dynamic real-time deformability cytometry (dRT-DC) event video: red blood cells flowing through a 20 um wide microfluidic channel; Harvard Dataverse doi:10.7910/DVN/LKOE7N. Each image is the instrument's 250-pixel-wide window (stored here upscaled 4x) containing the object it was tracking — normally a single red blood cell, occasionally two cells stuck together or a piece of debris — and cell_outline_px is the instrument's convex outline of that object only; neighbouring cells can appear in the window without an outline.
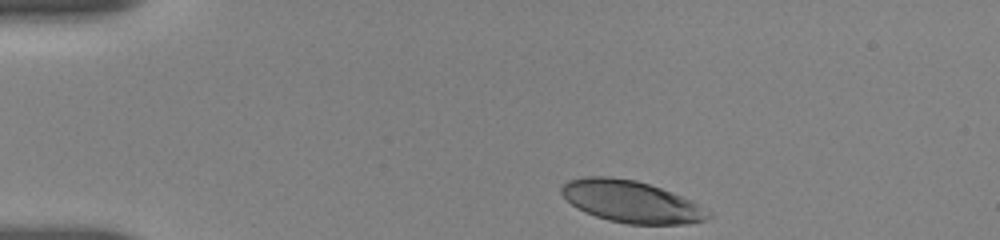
{"species": "human", "species_latin": "Homo sapiens", "temperature_condition": "room temperature", "stored_images_in_passage": 37, "camera_frame_rate_fps": 3000, "um_per_image_px": 0.085, "donor": {"sex": "female"}, "frame": {"image": 1, "passage_image": 1, "time_ms": 0.0, "image_size_px": [1000, 240], "cell_outline_px": [[712, 216], [704, 220], [688, 224], [628, 224], [608, 220], [584, 212], [572, 204], [560, 192], [560, 188], [568, 180], [584, 176], [612, 176], [636, 180], [672, 192], [692, 200], [712, 212]], "centroid_in_image_um": [53.67, 17.13], "position_along_channel_um": 31.3, "area_um2": 35.95}}
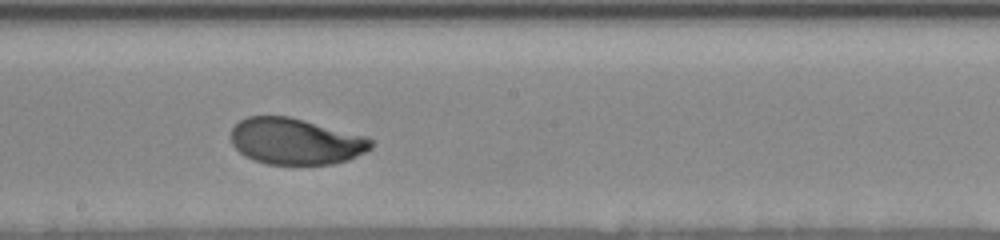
{"frame": {"image": 2, "passage_image": 22, "time_ms": 7.0, "image_size_px": [1000, 240], "cell_outline_px": [[372, 148], [348, 160], [332, 164], [268, 164], [252, 160], [244, 156], [232, 144], [232, 128], [240, 120], [248, 116], [288, 116], [368, 136], [372, 140]], "centroid_in_image_um": [25.13, 12.01], "position_along_channel_um": 223.1, "area_um2": 37.8}}
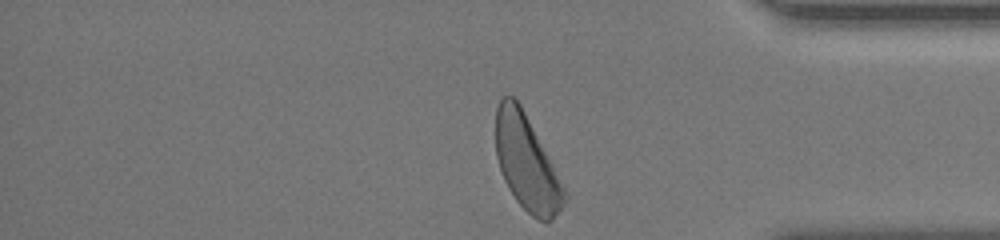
{"frame": {"image": 3, "passage_image": 37, "time_ms": 12.0, "image_size_px": [1000, 240], "cell_outline_px": [[568, 196], [564, 204], [552, 220], [548, 224], [532, 216], [516, 200], [508, 188], [504, 180], [496, 156], [496, 108], [500, 100], [504, 96], [512, 96], [520, 104], [568, 192]], "centroid_in_image_um": [44.78, 13.88], "position_along_channel_um": 390.4, "area_um2": 37.8}, "authors_computed_cell_mechanics": {"area_um2": 38.437, "velocity_mm_per_s": 3.6284, "shape_relaxation_time_tau1_ms": 2.5737, "shape_relaxation_time_tau2_ms": null, "deformation_change_tau1": 0.1601, "deformation_change_tau2": null}}